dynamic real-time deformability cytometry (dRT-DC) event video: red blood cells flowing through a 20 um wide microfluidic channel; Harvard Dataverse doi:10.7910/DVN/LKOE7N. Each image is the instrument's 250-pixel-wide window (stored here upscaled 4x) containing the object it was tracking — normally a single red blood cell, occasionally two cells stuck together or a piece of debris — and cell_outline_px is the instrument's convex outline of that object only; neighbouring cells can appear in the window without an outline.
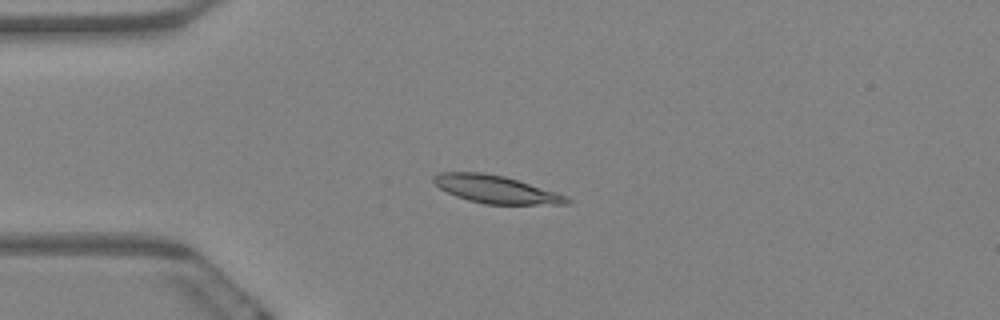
{"species": "Egyptian fruit bat (a non-hibernating species)", "species_latin": "Rousettus aegyptiacus", "temperature_condition": "warm", "stored_images_in_passage": 6, "camera_frame_rate_fps": 3000, "um_per_image_px": 0.085, "animal": {"sex": "female"}, "frame": {"image": 1, "passage_image": 5, "time_ms": 1.333, "image_size_px": [1000, 320], "cell_outline_px": [[572, 204], [484, 204], [468, 200], [456, 196], [440, 188], [432, 180], [432, 176], [440, 172], [480, 172], [504, 176], [556, 192], [568, 196], [572, 200]], "centroid_in_image_um": [42.16, 16.1], "position_along_channel_um": 42.8, "area_um2": 21.44}}